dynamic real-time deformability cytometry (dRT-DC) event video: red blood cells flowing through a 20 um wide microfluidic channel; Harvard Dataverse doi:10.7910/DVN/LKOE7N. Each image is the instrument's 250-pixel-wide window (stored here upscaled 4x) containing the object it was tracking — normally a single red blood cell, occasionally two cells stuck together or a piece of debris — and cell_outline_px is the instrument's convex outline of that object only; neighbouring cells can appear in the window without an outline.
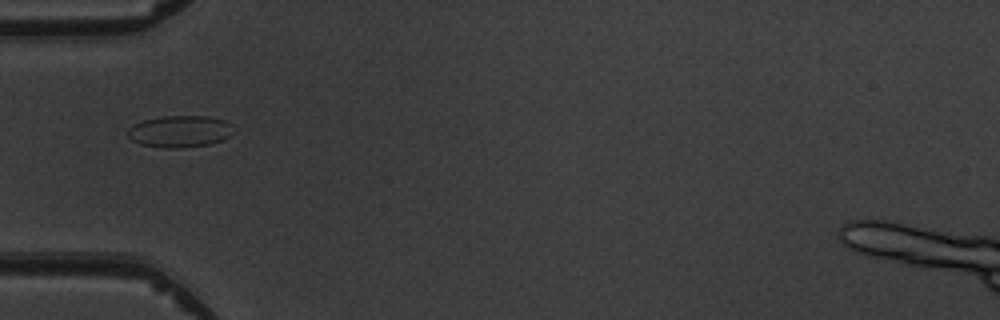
{"species": "common noctule bat (a hibernating species)", "species_latin": "Nyctalus noctula", "temperature_condition": "warm", "stored_images_in_passage": 8, "camera_frame_rate_fps": 3000, "um_per_image_px": 0.085, "animal": {"sex": "male", "body_mass_g": 19.5, "forearm_length_mm": 54.6}, "frame": {"image": 1, "passage_image": 5, "time_ms": 4.667, "image_size_px": [1000, 320], "cell_outline_px": [[236, 132], [232, 136], [224, 140], [212, 144], [180, 148], [164, 148], [140, 144], [132, 140], [128, 136], [128, 128], [144, 120], [164, 116], [208, 116], [224, 120], [232, 124]], "centroid_in_image_um": [15.37, 11.18], "position_along_channel_um": 69.6, "area_um2": 19.88}}
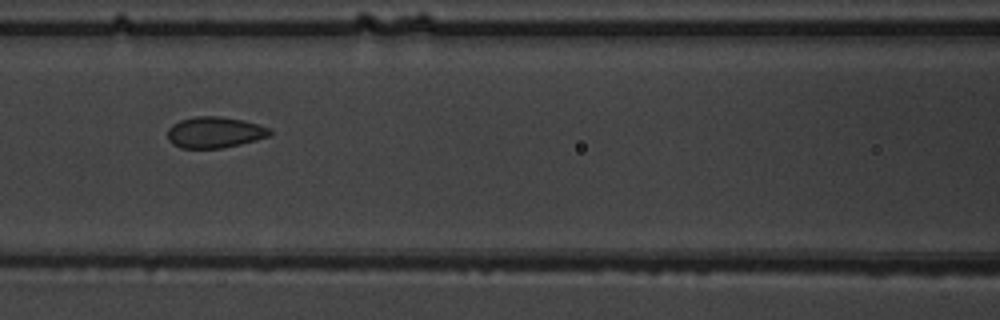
{"frame": {"image": 2, "passage_image": 7, "time_ms": 6.667, "image_size_px": [1000, 320], "cell_outline_px": [[272, 132], [268, 136], [256, 140], [224, 148], [180, 148], [172, 144], [168, 140], [168, 128], [172, 124], [180, 120], [196, 116], [220, 116], [244, 120], [268, 128]], "centroid_in_image_um": [18.21, 11.25], "position_along_channel_um": 148.4, "area_um2": 18.55}}
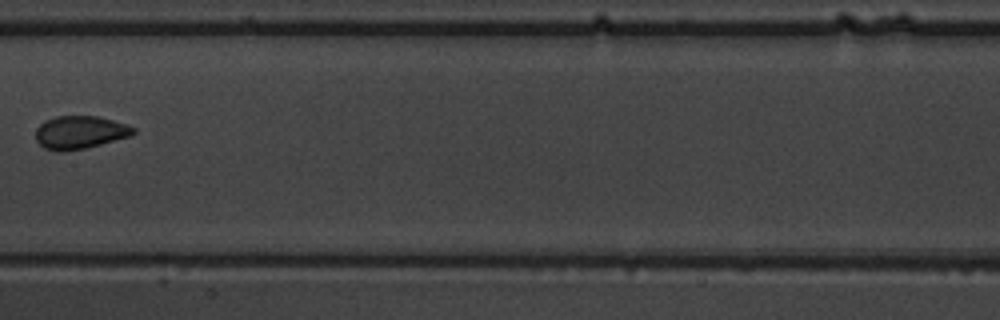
{"frame": {"image": 3, "passage_image": 8, "time_ms": 8.0, "image_size_px": [1000, 320], "cell_outline_px": [[136, 132], [132, 136], [84, 148], [64, 152], [60, 152], [44, 148], [36, 140], [36, 128], [44, 120], [56, 116], [96, 116], [112, 120], [136, 128]], "centroid_in_image_um": [6.78, 11.25], "position_along_channel_um": 200.6, "area_um2": 18.79}}